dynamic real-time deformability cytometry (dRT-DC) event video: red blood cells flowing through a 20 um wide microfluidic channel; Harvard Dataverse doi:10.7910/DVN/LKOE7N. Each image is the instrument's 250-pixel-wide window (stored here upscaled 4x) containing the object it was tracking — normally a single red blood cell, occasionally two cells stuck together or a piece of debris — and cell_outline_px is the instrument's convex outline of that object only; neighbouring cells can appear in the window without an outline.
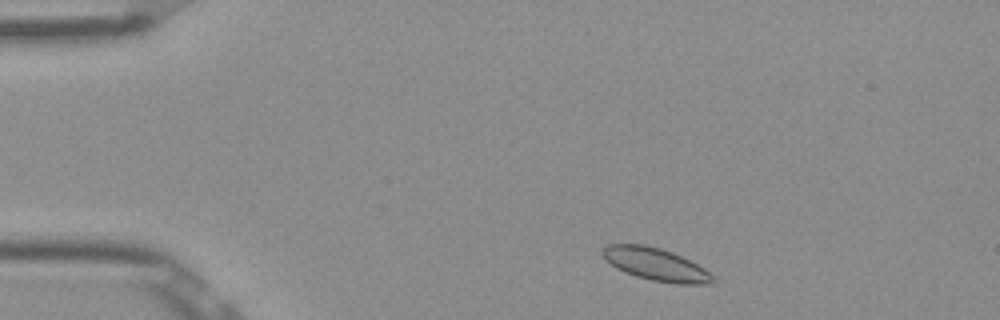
{"species": "Egyptian fruit bat (a non-hibernating species)", "species_latin": "Rousettus aegyptiacus", "temperature_condition": "room temperature", "stored_images_in_passage": 47, "camera_frame_rate_fps": 3000, "um_per_image_px": 0.085, "frame": {"image": 1, "passage_image": 3, "time_ms": 0.667, "image_size_px": [1000, 320], "cell_outline_px": [[716, 284], [676, 284], [652, 280], [636, 276], [624, 272], [616, 268], [600, 252], [608, 244], [644, 244], [660, 248], [672, 252], [704, 268], [716, 280]], "centroid_in_image_um": [55.76, 22.48], "position_along_channel_um": 29.2, "area_um2": 20.75}}
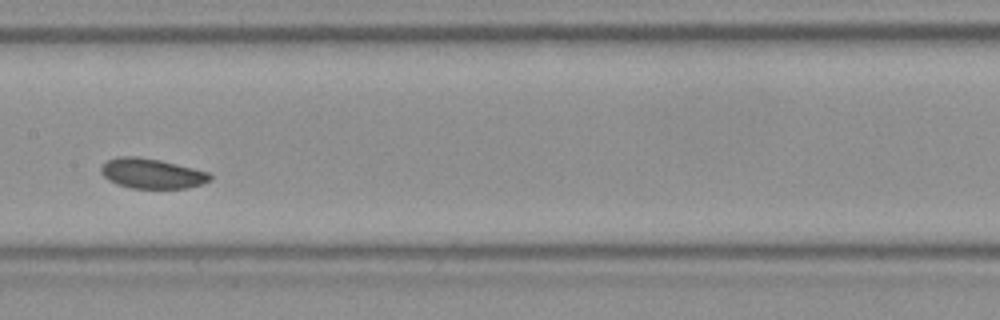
{"frame": {"image": 2, "passage_image": 21, "time_ms": 6.667, "image_size_px": [1000, 320], "cell_outline_px": [[212, 180], [188, 188], [132, 188], [116, 184], [108, 180], [100, 172], [100, 168], [108, 160], [120, 156], [136, 156], [160, 160], [208, 172], [212, 176]], "centroid_in_image_um": [12.89, 14.75], "position_along_channel_um": 194.5, "area_um2": 18.96}}
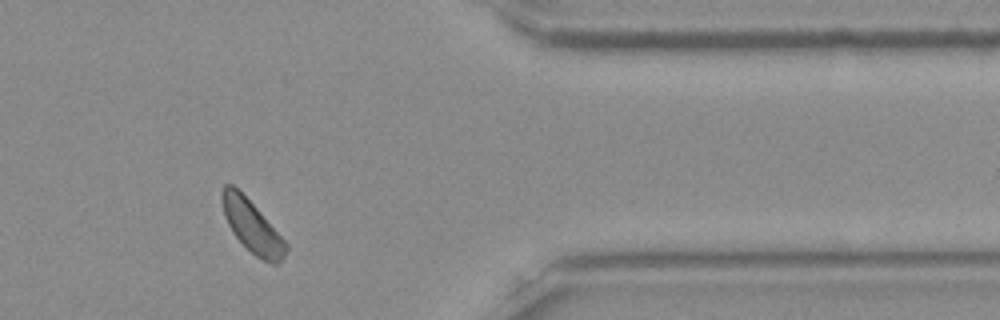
{"frame": {"image": 3, "passage_image": 38, "time_ms": 12.333, "image_size_px": [1000, 320], "cell_outline_px": [[288, 248], [280, 264], [272, 264], [256, 256], [232, 232], [224, 216], [220, 200], [220, 192], [224, 184], [232, 184], [260, 212], [288, 244]], "centroid_in_image_um": [21.4, 19.24], "position_along_channel_um": 390.0, "area_um2": 19.13}, "authors_computed_cell_mechanics": {"area_um2": 19.652, "velocity_mm_per_s": 3.8068, "shape_relaxation_time_tau1_ms": 1.1772, "shape_relaxation_time_tau2_ms": null, "deformation_change_tau1": 0.0354, "deformation_change_tau2": null}}